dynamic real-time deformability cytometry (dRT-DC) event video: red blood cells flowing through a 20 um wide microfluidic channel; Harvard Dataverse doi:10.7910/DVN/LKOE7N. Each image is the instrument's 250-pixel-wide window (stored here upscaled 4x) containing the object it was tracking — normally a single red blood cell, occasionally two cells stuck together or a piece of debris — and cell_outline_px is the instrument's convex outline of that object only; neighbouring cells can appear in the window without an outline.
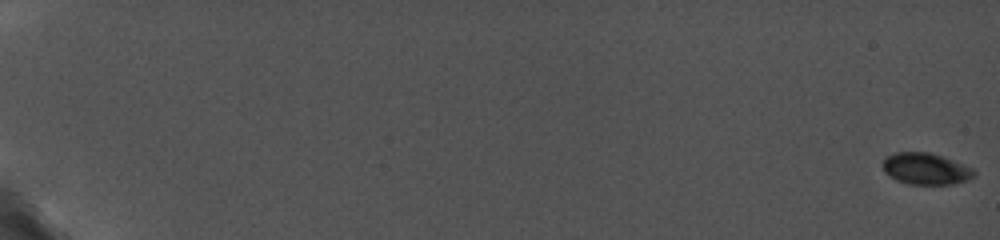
{"species": "common noctule bat (a hibernating species)", "species_latin": "Nyctalus noctula", "temperature_condition": "cold", "stored_images_in_passage": 42, "camera_frame_rate_fps": 5000, "um_per_image_px": 0.085, "animal": {"sex": "female", "body_mass_g": 19.0, "forearm_length_mm": 56.7}, "frame": {"image": 1, "passage_image": 1, "time_ms": 0.0, "image_size_px": [1000, 240], "cell_outline_px": [[976, 176], [968, 180], [952, 184], [908, 184], [896, 180], [888, 176], [884, 172], [884, 156], [896, 152], [928, 152], [952, 160], [972, 168], [976, 172]], "centroid_in_image_um": [78.68, 14.35], "position_along_channel_um": 6.3, "area_um2": 16.76}}
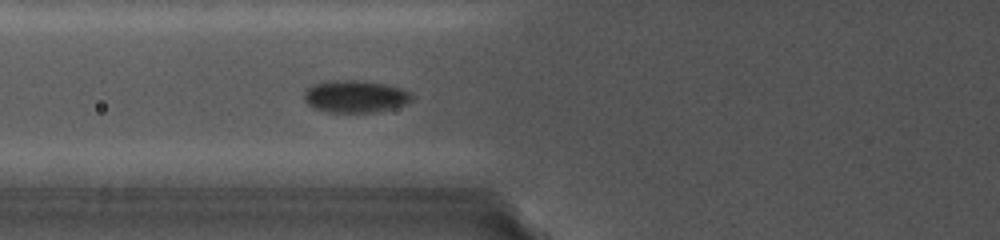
{"frame": {"image": 2, "passage_image": 22, "time_ms": 8.6, "image_size_px": [1000, 240], "cell_outline_px": [[412, 100], [404, 104], [392, 108], [372, 112], [328, 112], [312, 108], [304, 100], [304, 92], [312, 84], [324, 80], [364, 80], [404, 88], [412, 96]], "centroid_in_image_um": [30.15, 8.18], "position_along_channel_um": 95.7, "area_um2": 20.4}}
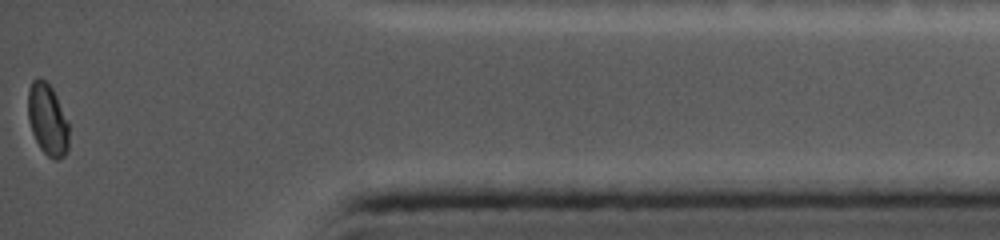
{"frame": {"image": 3, "passage_image": 42, "time_ms": 18.0, "image_size_px": [1000, 240], "cell_outline_px": [[68, 148], [64, 156], [56, 160], [48, 156], [40, 148], [32, 132], [28, 120], [28, 88], [32, 80], [36, 76], [40, 76], [52, 88], [56, 96], [68, 124]], "centroid_in_image_um": [4.01, 10.14], "position_along_channel_um": 431.2, "area_um2": 16.99}}